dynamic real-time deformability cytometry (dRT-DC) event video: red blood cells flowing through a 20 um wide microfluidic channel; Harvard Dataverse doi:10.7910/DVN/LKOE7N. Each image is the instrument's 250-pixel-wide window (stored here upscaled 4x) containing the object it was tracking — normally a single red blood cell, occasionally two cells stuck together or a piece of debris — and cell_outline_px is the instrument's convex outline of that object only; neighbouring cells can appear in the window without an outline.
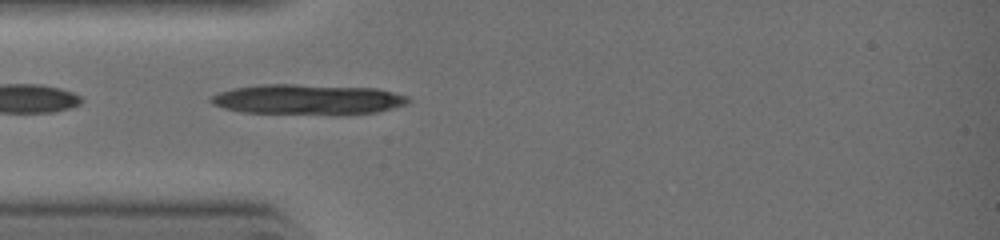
{"species": "common noctule bat (a hibernating species)", "species_latin": "Nyctalus noctula", "temperature_condition": "warm", "stored_images_in_passage": 2, "camera_frame_rate_fps": 3000, "um_per_image_px": 0.085, "animal": {"sex": "female", "body_mass_g": 19.0, "forearm_length_mm": 51.5}, "frame": {"image": 1, "passage_image": 2, "time_ms": 0.333, "image_size_px": [1000, 240], "cell_outline_px": [[412, 100], [408, 104], [376, 112], [344, 116], [332, 116], [240, 112], [224, 108], [212, 104], [208, 100], [212, 96], [220, 92], [236, 88], [264, 84], [292, 84], [376, 88], [408, 96]], "centroid_in_image_um": [26.21, 8.49], "position_along_channel_um": 58.8, "area_um2": 35.6}}